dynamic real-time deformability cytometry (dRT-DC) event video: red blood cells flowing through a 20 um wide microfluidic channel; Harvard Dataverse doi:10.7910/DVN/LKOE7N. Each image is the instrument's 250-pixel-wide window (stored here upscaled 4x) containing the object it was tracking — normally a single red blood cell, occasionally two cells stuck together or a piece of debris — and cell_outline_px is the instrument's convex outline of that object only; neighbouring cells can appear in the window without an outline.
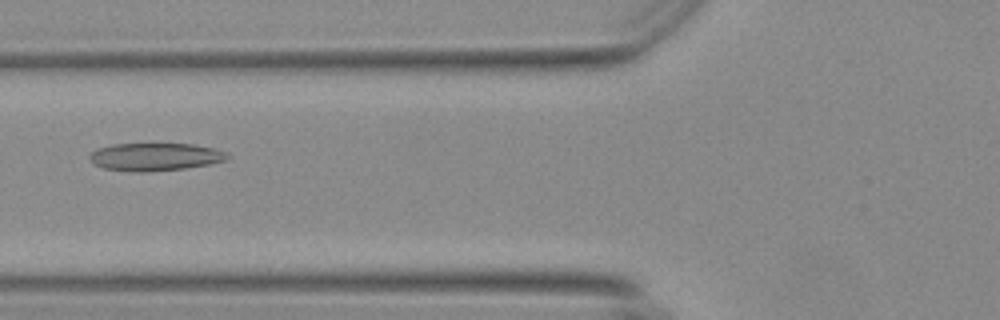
{"species": "Egyptian fruit bat (a non-hibernating species)", "species_latin": "Rousettus aegyptiacus", "temperature_condition": "warm", "stored_images_in_passage": 45, "camera_frame_rate_fps": 3000, "um_per_image_px": 0.085, "animal": {"sex": "female"}, "frame": {"image": 1, "passage_image": 20, "time_ms": 6.333, "image_size_px": [1000, 320], "cell_outline_px": [[228, 156], [224, 160], [208, 164], [184, 168], [140, 172], [132, 172], [104, 168], [92, 164], [88, 156], [96, 148], [112, 144], [192, 144], [216, 148], [224, 152]], "centroid_in_image_um": [13.1, 13.32], "position_along_channel_um": 112.7, "area_um2": 22.14}}
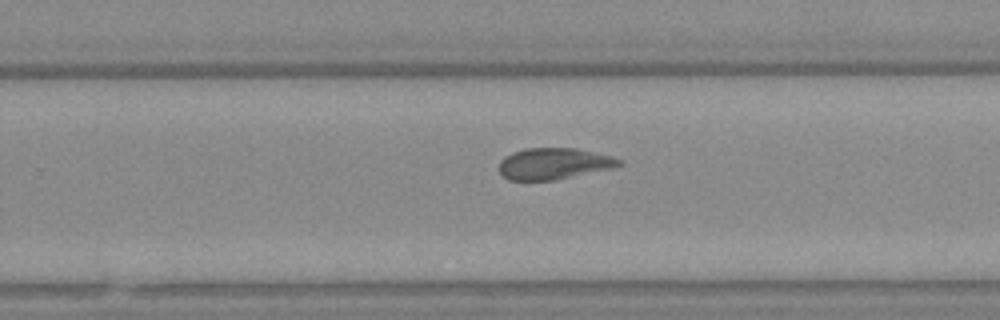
{"frame": {"image": 2, "passage_image": 34, "time_ms": 11.0, "image_size_px": [1000, 320], "cell_outline_px": [[624, 164], [612, 168], [556, 180], [508, 180], [500, 176], [500, 160], [504, 156], [512, 152], [524, 148], [576, 148], [612, 156], [624, 160]], "centroid_in_image_um": [47.07, 13.91], "position_along_channel_um": 282.7, "area_um2": 22.2}}
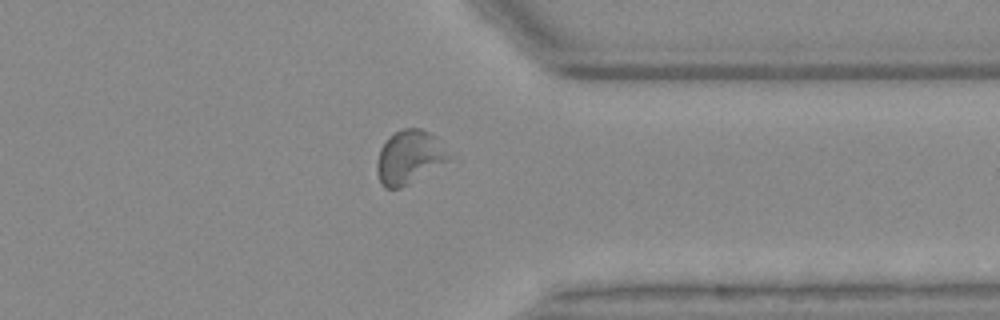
{"frame": {"image": 3, "passage_image": 42, "time_ms": 13.667, "image_size_px": [1000, 320], "cell_outline_px": [[448, 160], [408, 184], [400, 188], [384, 188], [380, 180], [376, 168], [376, 164], [380, 148], [388, 136], [400, 128], [420, 128], [436, 136], [448, 156]], "centroid_in_image_um": [34.72, 13.33], "position_along_channel_um": 376.7, "area_um2": 21.96}}